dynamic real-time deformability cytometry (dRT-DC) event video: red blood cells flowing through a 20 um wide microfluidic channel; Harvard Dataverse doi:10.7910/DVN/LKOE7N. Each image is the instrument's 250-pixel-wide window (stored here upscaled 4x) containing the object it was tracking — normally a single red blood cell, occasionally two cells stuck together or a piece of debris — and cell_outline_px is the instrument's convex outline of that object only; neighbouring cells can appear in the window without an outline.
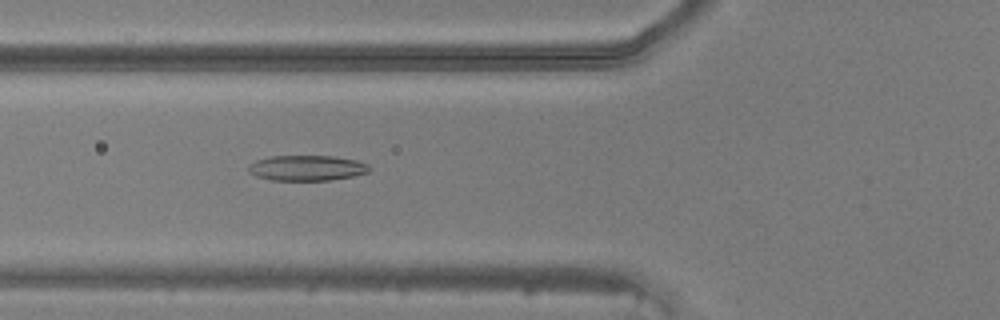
{"species": "common noctule bat (a hibernating species)", "species_latin": "Nyctalus noctula", "temperature_condition": "warm", "stored_images_in_passage": 33, "camera_frame_rate_fps": 3000, "um_per_image_px": 0.085, "animal": {"sex": "male", "body_mass_g": 20.5, "forearm_length_mm": 52.5}, "frame": {"image": 1, "passage_image": 3, "time_ms": 0.667, "image_size_px": [1000, 320], "cell_outline_px": [[368, 172], [352, 176], [328, 180], [272, 180], [256, 176], [248, 172], [248, 164], [256, 160], [272, 156], [332, 156], [356, 160], [368, 164]], "centroid_in_image_um": [26.03, 14.27], "position_along_channel_um": 99.8, "area_um2": 17.74}}
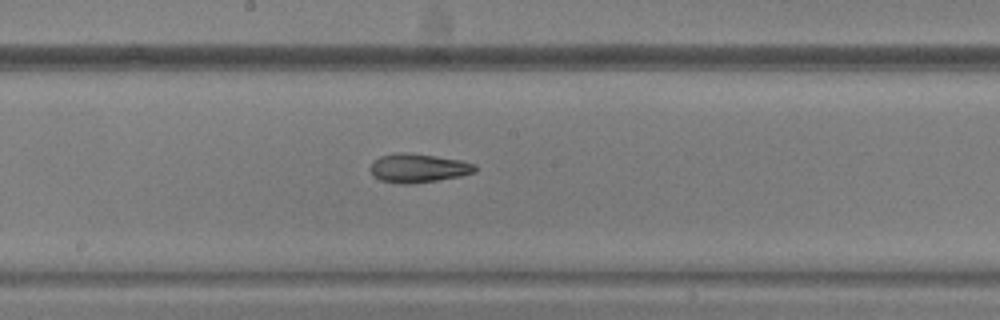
{"frame": {"image": 2, "passage_image": 11, "time_ms": 3.333, "image_size_px": [1000, 320], "cell_outline_px": [[476, 172], [460, 176], [436, 180], [408, 184], [404, 184], [380, 180], [372, 176], [368, 168], [372, 160], [380, 156], [396, 152], [404, 152], [436, 156], [460, 160], [476, 164]], "centroid_in_image_um": [35.49, 14.28], "position_along_channel_um": 212.7, "area_um2": 17.74}}
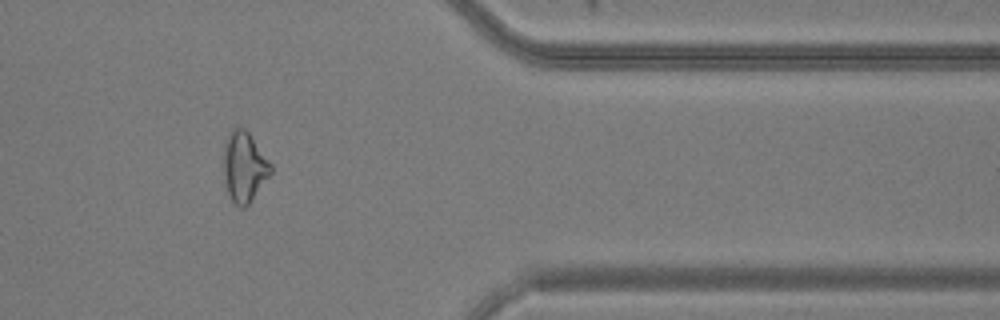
{"frame": {"image": 3, "passage_image": 25, "time_ms": 8.0, "image_size_px": [1000, 320], "cell_outline_px": [[272, 172], [248, 204], [244, 208], [240, 208], [232, 200], [228, 192], [224, 176], [224, 144], [228, 136], [236, 124], [244, 128], [248, 132], [272, 164]], "centroid_in_image_um": [20.76, 14.15], "position_along_channel_um": 390.6, "area_um2": 19.07}}